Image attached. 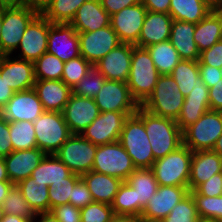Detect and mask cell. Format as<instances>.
Segmentation results:
<instances>
[{
  "mask_svg": "<svg viewBox=\"0 0 222 222\" xmlns=\"http://www.w3.org/2000/svg\"><path fill=\"white\" fill-rule=\"evenodd\" d=\"M217 10L222 14V2H221L220 5L217 7Z\"/></svg>",
  "mask_w": 222,
  "mask_h": 222,
  "instance_id": "obj_71",
  "label": "cell"
},
{
  "mask_svg": "<svg viewBox=\"0 0 222 222\" xmlns=\"http://www.w3.org/2000/svg\"><path fill=\"white\" fill-rule=\"evenodd\" d=\"M1 222H30L28 219H25L21 216L12 215V214H4Z\"/></svg>",
  "mask_w": 222,
  "mask_h": 222,
  "instance_id": "obj_63",
  "label": "cell"
},
{
  "mask_svg": "<svg viewBox=\"0 0 222 222\" xmlns=\"http://www.w3.org/2000/svg\"><path fill=\"white\" fill-rule=\"evenodd\" d=\"M40 12L32 7H4L0 33V56L12 55L30 22Z\"/></svg>",
  "mask_w": 222,
  "mask_h": 222,
  "instance_id": "obj_7",
  "label": "cell"
},
{
  "mask_svg": "<svg viewBox=\"0 0 222 222\" xmlns=\"http://www.w3.org/2000/svg\"><path fill=\"white\" fill-rule=\"evenodd\" d=\"M0 76L15 92L32 89L36 81L33 62L10 55L0 56Z\"/></svg>",
  "mask_w": 222,
  "mask_h": 222,
  "instance_id": "obj_19",
  "label": "cell"
},
{
  "mask_svg": "<svg viewBox=\"0 0 222 222\" xmlns=\"http://www.w3.org/2000/svg\"><path fill=\"white\" fill-rule=\"evenodd\" d=\"M119 142L136 168H151L155 162L143 120L135 113L123 125Z\"/></svg>",
  "mask_w": 222,
  "mask_h": 222,
  "instance_id": "obj_3",
  "label": "cell"
},
{
  "mask_svg": "<svg viewBox=\"0 0 222 222\" xmlns=\"http://www.w3.org/2000/svg\"><path fill=\"white\" fill-rule=\"evenodd\" d=\"M170 1L171 0H141V3L148 11L169 14Z\"/></svg>",
  "mask_w": 222,
  "mask_h": 222,
  "instance_id": "obj_57",
  "label": "cell"
},
{
  "mask_svg": "<svg viewBox=\"0 0 222 222\" xmlns=\"http://www.w3.org/2000/svg\"><path fill=\"white\" fill-rule=\"evenodd\" d=\"M222 135V112L208 110L196 122L182 131L183 145L192 152L212 150Z\"/></svg>",
  "mask_w": 222,
  "mask_h": 222,
  "instance_id": "obj_8",
  "label": "cell"
},
{
  "mask_svg": "<svg viewBox=\"0 0 222 222\" xmlns=\"http://www.w3.org/2000/svg\"><path fill=\"white\" fill-rule=\"evenodd\" d=\"M191 195L201 221H222V196L208 197L200 194Z\"/></svg>",
  "mask_w": 222,
  "mask_h": 222,
  "instance_id": "obj_41",
  "label": "cell"
},
{
  "mask_svg": "<svg viewBox=\"0 0 222 222\" xmlns=\"http://www.w3.org/2000/svg\"><path fill=\"white\" fill-rule=\"evenodd\" d=\"M100 111L92 98L70 95L63 109V117L72 134L81 135L97 118Z\"/></svg>",
  "mask_w": 222,
  "mask_h": 222,
  "instance_id": "obj_16",
  "label": "cell"
},
{
  "mask_svg": "<svg viewBox=\"0 0 222 222\" xmlns=\"http://www.w3.org/2000/svg\"><path fill=\"white\" fill-rule=\"evenodd\" d=\"M49 1L50 0H26V6L35 8L41 12Z\"/></svg>",
  "mask_w": 222,
  "mask_h": 222,
  "instance_id": "obj_61",
  "label": "cell"
},
{
  "mask_svg": "<svg viewBox=\"0 0 222 222\" xmlns=\"http://www.w3.org/2000/svg\"><path fill=\"white\" fill-rule=\"evenodd\" d=\"M172 21L170 14L147 10L138 42L135 45L146 48L169 40Z\"/></svg>",
  "mask_w": 222,
  "mask_h": 222,
  "instance_id": "obj_24",
  "label": "cell"
},
{
  "mask_svg": "<svg viewBox=\"0 0 222 222\" xmlns=\"http://www.w3.org/2000/svg\"><path fill=\"white\" fill-rule=\"evenodd\" d=\"M3 217H4V210L2 209V206L0 204V222L3 219Z\"/></svg>",
  "mask_w": 222,
  "mask_h": 222,
  "instance_id": "obj_70",
  "label": "cell"
},
{
  "mask_svg": "<svg viewBox=\"0 0 222 222\" xmlns=\"http://www.w3.org/2000/svg\"><path fill=\"white\" fill-rule=\"evenodd\" d=\"M46 154L35 147L27 150L12 151L4 157L7 175L13 184L31 176L33 170L40 164Z\"/></svg>",
  "mask_w": 222,
  "mask_h": 222,
  "instance_id": "obj_22",
  "label": "cell"
},
{
  "mask_svg": "<svg viewBox=\"0 0 222 222\" xmlns=\"http://www.w3.org/2000/svg\"><path fill=\"white\" fill-rule=\"evenodd\" d=\"M205 1L208 2L214 8H217L222 2V0H205Z\"/></svg>",
  "mask_w": 222,
  "mask_h": 222,
  "instance_id": "obj_67",
  "label": "cell"
},
{
  "mask_svg": "<svg viewBox=\"0 0 222 222\" xmlns=\"http://www.w3.org/2000/svg\"><path fill=\"white\" fill-rule=\"evenodd\" d=\"M199 65H209L222 68V40L216 42L212 47L200 52Z\"/></svg>",
  "mask_w": 222,
  "mask_h": 222,
  "instance_id": "obj_50",
  "label": "cell"
},
{
  "mask_svg": "<svg viewBox=\"0 0 222 222\" xmlns=\"http://www.w3.org/2000/svg\"><path fill=\"white\" fill-rule=\"evenodd\" d=\"M2 23H3V9L0 11V33L2 29Z\"/></svg>",
  "mask_w": 222,
  "mask_h": 222,
  "instance_id": "obj_69",
  "label": "cell"
},
{
  "mask_svg": "<svg viewBox=\"0 0 222 222\" xmlns=\"http://www.w3.org/2000/svg\"><path fill=\"white\" fill-rule=\"evenodd\" d=\"M36 80H61L65 63L57 56L45 52L34 63Z\"/></svg>",
  "mask_w": 222,
  "mask_h": 222,
  "instance_id": "obj_38",
  "label": "cell"
},
{
  "mask_svg": "<svg viewBox=\"0 0 222 222\" xmlns=\"http://www.w3.org/2000/svg\"><path fill=\"white\" fill-rule=\"evenodd\" d=\"M10 181L7 175V169L4 158L0 157V182Z\"/></svg>",
  "mask_w": 222,
  "mask_h": 222,
  "instance_id": "obj_64",
  "label": "cell"
},
{
  "mask_svg": "<svg viewBox=\"0 0 222 222\" xmlns=\"http://www.w3.org/2000/svg\"><path fill=\"white\" fill-rule=\"evenodd\" d=\"M100 112H122L128 117L134 115L139 107L132 98L127 82L105 80L94 98Z\"/></svg>",
  "mask_w": 222,
  "mask_h": 222,
  "instance_id": "obj_11",
  "label": "cell"
},
{
  "mask_svg": "<svg viewBox=\"0 0 222 222\" xmlns=\"http://www.w3.org/2000/svg\"><path fill=\"white\" fill-rule=\"evenodd\" d=\"M37 148L54 155L72 135L61 112L44 111L34 122Z\"/></svg>",
  "mask_w": 222,
  "mask_h": 222,
  "instance_id": "obj_6",
  "label": "cell"
},
{
  "mask_svg": "<svg viewBox=\"0 0 222 222\" xmlns=\"http://www.w3.org/2000/svg\"><path fill=\"white\" fill-rule=\"evenodd\" d=\"M189 194L188 187L160 186L143 209L140 217L163 220L184 197Z\"/></svg>",
  "mask_w": 222,
  "mask_h": 222,
  "instance_id": "obj_21",
  "label": "cell"
},
{
  "mask_svg": "<svg viewBox=\"0 0 222 222\" xmlns=\"http://www.w3.org/2000/svg\"><path fill=\"white\" fill-rule=\"evenodd\" d=\"M23 197L36 213L50 212L49 188L47 185L28 177L16 184Z\"/></svg>",
  "mask_w": 222,
  "mask_h": 222,
  "instance_id": "obj_33",
  "label": "cell"
},
{
  "mask_svg": "<svg viewBox=\"0 0 222 222\" xmlns=\"http://www.w3.org/2000/svg\"><path fill=\"white\" fill-rule=\"evenodd\" d=\"M212 151H214V152L218 153L220 156H222V135L216 141Z\"/></svg>",
  "mask_w": 222,
  "mask_h": 222,
  "instance_id": "obj_66",
  "label": "cell"
},
{
  "mask_svg": "<svg viewBox=\"0 0 222 222\" xmlns=\"http://www.w3.org/2000/svg\"><path fill=\"white\" fill-rule=\"evenodd\" d=\"M210 110L222 112V80L209 88Z\"/></svg>",
  "mask_w": 222,
  "mask_h": 222,
  "instance_id": "obj_56",
  "label": "cell"
},
{
  "mask_svg": "<svg viewBox=\"0 0 222 222\" xmlns=\"http://www.w3.org/2000/svg\"><path fill=\"white\" fill-rule=\"evenodd\" d=\"M4 7H23L26 6V0H0Z\"/></svg>",
  "mask_w": 222,
  "mask_h": 222,
  "instance_id": "obj_62",
  "label": "cell"
},
{
  "mask_svg": "<svg viewBox=\"0 0 222 222\" xmlns=\"http://www.w3.org/2000/svg\"><path fill=\"white\" fill-rule=\"evenodd\" d=\"M160 73L147 48L133 45L127 85L132 98L141 106L152 94Z\"/></svg>",
  "mask_w": 222,
  "mask_h": 222,
  "instance_id": "obj_2",
  "label": "cell"
},
{
  "mask_svg": "<svg viewBox=\"0 0 222 222\" xmlns=\"http://www.w3.org/2000/svg\"><path fill=\"white\" fill-rule=\"evenodd\" d=\"M9 121L0 114V157L8 156L12 151V140L10 139Z\"/></svg>",
  "mask_w": 222,
  "mask_h": 222,
  "instance_id": "obj_52",
  "label": "cell"
},
{
  "mask_svg": "<svg viewBox=\"0 0 222 222\" xmlns=\"http://www.w3.org/2000/svg\"><path fill=\"white\" fill-rule=\"evenodd\" d=\"M80 179V175L72 173L69 177L65 178V181L50 185L48 192L50 211L54 207L69 203V199L72 197V188Z\"/></svg>",
  "mask_w": 222,
  "mask_h": 222,
  "instance_id": "obj_43",
  "label": "cell"
},
{
  "mask_svg": "<svg viewBox=\"0 0 222 222\" xmlns=\"http://www.w3.org/2000/svg\"><path fill=\"white\" fill-rule=\"evenodd\" d=\"M136 167L119 141L97 146L92 171L126 181Z\"/></svg>",
  "mask_w": 222,
  "mask_h": 222,
  "instance_id": "obj_9",
  "label": "cell"
},
{
  "mask_svg": "<svg viewBox=\"0 0 222 222\" xmlns=\"http://www.w3.org/2000/svg\"><path fill=\"white\" fill-rule=\"evenodd\" d=\"M133 44L121 43L112 49L94 67H96L106 78L127 82L130 74Z\"/></svg>",
  "mask_w": 222,
  "mask_h": 222,
  "instance_id": "obj_20",
  "label": "cell"
},
{
  "mask_svg": "<svg viewBox=\"0 0 222 222\" xmlns=\"http://www.w3.org/2000/svg\"><path fill=\"white\" fill-rule=\"evenodd\" d=\"M199 75L202 82L206 84L208 88L213 87L216 83L222 80V71L219 68L209 65H199Z\"/></svg>",
  "mask_w": 222,
  "mask_h": 222,
  "instance_id": "obj_53",
  "label": "cell"
},
{
  "mask_svg": "<svg viewBox=\"0 0 222 222\" xmlns=\"http://www.w3.org/2000/svg\"><path fill=\"white\" fill-rule=\"evenodd\" d=\"M14 184L11 181H1L0 182V204L3 203L5 197L8 195L11 187Z\"/></svg>",
  "mask_w": 222,
  "mask_h": 222,
  "instance_id": "obj_60",
  "label": "cell"
},
{
  "mask_svg": "<svg viewBox=\"0 0 222 222\" xmlns=\"http://www.w3.org/2000/svg\"><path fill=\"white\" fill-rule=\"evenodd\" d=\"M218 173H222V156L212 150L194 151L188 190L193 191L198 185Z\"/></svg>",
  "mask_w": 222,
  "mask_h": 222,
  "instance_id": "obj_23",
  "label": "cell"
},
{
  "mask_svg": "<svg viewBox=\"0 0 222 222\" xmlns=\"http://www.w3.org/2000/svg\"><path fill=\"white\" fill-rule=\"evenodd\" d=\"M189 193L208 197L222 196V173L213 175Z\"/></svg>",
  "mask_w": 222,
  "mask_h": 222,
  "instance_id": "obj_48",
  "label": "cell"
},
{
  "mask_svg": "<svg viewBox=\"0 0 222 222\" xmlns=\"http://www.w3.org/2000/svg\"><path fill=\"white\" fill-rule=\"evenodd\" d=\"M180 92L186 97L193 88L202 82L199 75V63L192 60H181L171 72Z\"/></svg>",
  "mask_w": 222,
  "mask_h": 222,
  "instance_id": "obj_35",
  "label": "cell"
},
{
  "mask_svg": "<svg viewBox=\"0 0 222 222\" xmlns=\"http://www.w3.org/2000/svg\"><path fill=\"white\" fill-rule=\"evenodd\" d=\"M97 145L82 135L72 134L55 153L72 173L82 176L92 171Z\"/></svg>",
  "mask_w": 222,
  "mask_h": 222,
  "instance_id": "obj_10",
  "label": "cell"
},
{
  "mask_svg": "<svg viewBox=\"0 0 222 222\" xmlns=\"http://www.w3.org/2000/svg\"><path fill=\"white\" fill-rule=\"evenodd\" d=\"M164 222H201L197 214L196 205L189 193L163 219Z\"/></svg>",
  "mask_w": 222,
  "mask_h": 222,
  "instance_id": "obj_44",
  "label": "cell"
},
{
  "mask_svg": "<svg viewBox=\"0 0 222 222\" xmlns=\"http://www.w3.org/2000/svg\"><path fill=\"white\" fill-rule=\"evenodd\" d=\"M47 52L57 56L64 63L80 56L79 36L71 24L53 23L51 25Z\"/></svg>",
  "mask_w": 222,
  "mask_h": 222,
  "instance_id": "obj_17",
  "label": "cell"
},
{
  "mask_svg": "<svg viewBox=\"0 0 222 222\" xmlns=\"http://www.w3.org/2000/svg\"><path fill=\"white\" fill-rule=\"evenodd\" d=\"M210 110V104H195L184 102L178 118L175 120L181 131L196 123L201 116Z\"/></svg>",
  "mask_w": 222,
  "mask_h": 222,
  "instance_id": "obj_47",
  "label": "cell"
},
{
  "mask_svg": "<svg viewBox=\"0 0 222 222\" xmlns=\"http://www.w3.org/2000/svg\"><path fill=\"white\" fill-rule=\"evenodd\" d=\"M38 218H40V220L37 222H58V220L56 219V217L53 215L51 211L37 213L31 222L36 221Z\"/></svg>",
  "mask_w": 222,
  "mask_h": 222,
  "instance_id": "obj_59",
  "label": "cell"
},
{
  "mask_svg": "<svg viewBox=\"0 0 222 222\" xmlns=\"http://www.w3.org/2000/svg\"><path fill=\"white\" fill-rule=\"evenodd\" d=\"M1 206L4 210V214L21 216L28 219L30 222L37 214L25 200L21 190L16 184L11 187Z\"/></svg>",
  "mask_w": 222,
  "mask_h": 222,
  "instance_id": "obj_39",
  "label": "cell"
},
{
  "mask_svg": "<svg viewBox=\"0 0 222 222\" xmlns=\"http://www.w3.org/2000/svg\"><path fill=\"white\" fill-rule=\"evenodd\" d=\"M51 212L58 222H81L80 209L70 203L54 207Z\"/></svg>",
  "mask_w": 222,
  "mask_h": 222,
  "instance_id": "obj_51",
  "label": "cell"
},
{
  "mask_svg": "<svg viewBox=\"0 0 222 222\" xmlns=\"http://www.w3.org/2000/svg\"><path fill=\"white\" fill-rule=\"evenodd\" d=\"M86 1L50 0L40 13L51 23L70 24L79 7Z\"/></svg>",
  "mask_w": 222,
  "mask_h": 222,
  "instance_id": "obj_36",
  "label": "cell"
},
{
  "mask_svg": "<svg viewBox=\"0 0 222 222\" xmlns=\"http://www.w3.org/2000/svg\"><path fill=\"white\" fill-rule=\"evenodd\" d=\"M33 89L44 111L63 112L72 89L62 80H36Z\"/></svg>",
  "mask_w": 222,
  "mask_h": 222,
  "instance_id": "obj_25",
  "label": "cell"
},
{
  "mask_svg": "<svg viewBox=\"0 0 222 222\" xmlns=\"http://www.w3.org/2000/svg\"><path fill=\"white\" fill-rule=\"evenodd\" d=\"M101 6L111 16L123 8L139 4L141 0H100Z\"/></svg>",
  "mask_w": 222,
  "mask_h": 222,
  "instance_id": "obj_55",
  "label": "cell"
},
{
  "mask_svg": "<svg viewBox=\"0 0 222 222\" xmlns=\"http://www.w3.org/2000/svg\"><path fill=\"white\" fill-rule=\"evenodd\" d=\"M92 67L93 65L80 55L65 62L61 80L72 89Z\"/></svg>",
  "mask_w": 222,
  "mask_h": 222,
  "instance_id": "obj_45",
  "label": "cell"
},
{
  "mask_svg": "<svg viewBox=\"0 0 222 222\" xmlns=\"http://www.w3.org/2000/svg\"><path fill=\"white\" fill-rule=\"evenodd\" d=\"M43 112L42 103L36 91L32 88L26 91L15 92L0 111V114L9 122H34Z\"/></svg>",
  "mask_w": 222,
  "mask_h": 222,
  "instance_id": "obj_18",
  "label": "cell"
},
{
  "mask_svg": "<svg viewBox=\"0 0 222 222\" xmlns=\"http://www.w3.org/2000/svg\"><path fill=\"white\" fill-rule=\"evenodd\" d=\"M4 8V6L0 2V11Z\"/></svg>",
  "mask_w": 222,
  "mask_h": 222,
  "instance_id": "obj_73",
  "label": "cell"
},
{
  "mask_svg": "<svg viewBox=\"0 0 222 222\" xmlns=\"http://www.w3.org/2000/svg\"><path fill=\"white\" fill-rule=\"evenodd\" d=\"M201 222H222V221L205 220V221H201Z\"/></svg>",
  "mask_w": 222,
  "mask_h": 222,
  "instance_id": "obj_72",
  "label": "cell"
},
{
  "mask_svg": "<svg viewBox=\"0 0 222 222\" xmlns=\"http://www.w3.org/2000/svg\"><path fill=\"white\" fill-rule=\"evenodd\" d=\"M139 222H164L163 220H154V219H147L139 217Z\"/></svg>",
  "mask_w": 222,
  "mask_h": 222,
  "instance_id": "obj_68",
  "label": "cell"
},
{
  "mask_svg": "<svg viewBox=\"0 0 222 222\" xmlns=\"http://www.w3.org/2000/svg\"><path fill=\"white\" fill-rule=\"evenodd\" d=\"M127 118L122 112H100L81 135L97 146L117 142Z\"/></svg>",
  "mask_w": 222,
  "mask_h": 222,
  "instance_id": "obj_14",
  "label": "cell"
},
{
  "mask_svg": "<svg viewBox=\"0 0 222 222\" xmlns=\"http://www.w3.org/2000/svg\"><path fill=\"white\" fill-rule=\"evenodd\" d=\"M111 222H139V217L135 216H115Z\"/></svg>",
  "mask_w": 222,
  "mask_h": 222,
  "instance_id": "obj_65",
  "label": "cell"
},
{
  "mask_svg": "<svg viewBox=\"0 0 222 222\" xmlns=\"http://www.w3.org/2000/svg\"><path fill=\"white\" fill-rule=\"evenodd\" d=\"M53 23L39 13L27 26L17 49L19 59L35 62L48 48L49 28Z\"/></svg>",
  "mask_w": 222,
  "mask_h": 222,
  "instance_id": "obj_13",
  "label": "cell"
},
{
  "mask_svg": "<svg viewBox=\"0 0 222 222\" xmlns=\"http://www.w3.org/2000/svg\"><path fill=\"white\" fill-rule=\"evenodd\" d=\"M14 93L15 91L8 86L4 78H1L0 76V111L4 108Z\"/></svg>",
  "mask_w": 222,
  "mask_h": 222,
  "instance_id": "obj_58",
  "label": "cell"
},
{
  "mask_svg": "<svg viewBox=\"0 0 222 222\" xmlns=\"http://www.w3.org/2000/svg\"><path fill=\"white\" fill-rule=\"evenodd\" d=\"M71 174L70 169L55 154H46L40 164L33 170L30 177L34 181H39L50 187V185L65 181V178Z\"/></svg>",
  "mask_w": 222,
  "mask_h": 222,
  "instance_id": "obj_32",
  "label": "cell"
},
{
  "mask_svg": "<svg viewBox=\"0 0 222 222\" xmlns=\"http://www.w3.org/2000/svg\"><path fill=\"white\" fill-rule=\"evenodd\" d=\"M106 78L96 68L92 67L78 84L72 88V93L77 96L94 99L99 90L102 88Z\"/></svg>",
  "mask_w": 222,
  "mask_h": 222,
  "instance_id": "obj_42",
  "label": "cell"
},
{
  "mask_svg": "<svg viewBox=\"0 0 222 222\" xmlns=\"http://www.w3.org/2000/svg\"><path fill=\"white\" fill-rule=\"evenodd\" d=\"M80 211L81 222H111L116 216L111 205L102 202H92Z\"/></svg>",
  "mask_w": 222,
  "mask_h": 222,
  "instance_id": "obj_46",
  "label": "cell"
},
{
  "mask_svg": "<svg viewBox=\"0 0 222 222\" xmlns=\"http://www.w3.org/2000/svg\"><path fill=\"white\" fill-rule=\"evenodd\" d=\"M77 33L92 32L110 25V15L100 0H87L77 10L70 23Z\"/></svg>",
  "mask_w": 222,
  "mask_h": 222,
  "instance_id": "obj_26",
  "label": "cell"
},
{
  "mask_svg": "<svg viewBox=\"0 0 222 222\" xmlns=\"http://www.w3.org/2000/svg\"><path fill=\"white\" fill-rule=\"evenodd\" d=\"M147 9L142 3L123 8L110 16V25L122 43L138 42Z\"/></svg>",
  "mask_w": 222,
  "mask_h": 222,
  "instance_id": "obj_15",
  "label": "cell"
},
{
  "mask_svg": "<svg viewBox=\"0 0 222 222\" xmlns=\"http://www.w3.org/2000/svg\"><path fill=\"white\" fill-rule=\"evenodd\" d=\"M136 114L143 120L155 160L183 145L182 131L175 120L154 115L141 106L137 108Z\"/></svg>",
  "mask_w": 222,
  "mask_h": 222,
  "instance_id": "obj_1",
  "label": "cell"
},
{
  "mask_svg": "<svg viewBox=\"0 0 222 222\" xmlns=\"http://www.w3.org/2000/svg\"><path fill=\"white\" fill-rule=\"evenodd\" d=\"M184 101L185 96L171 75H160L152 94L141 107L154 115L176 120Z\"/></svg>",
  "mask_w": 222,
  "mask_h": 222,
  "instance_id": "obj_5",
  "label": "cell"
},
{
  "mask_svg": "<svg viewBox=\"0 0 222 222\" xmlns=\"http://www.w3.org/2000/svg\"><path fill=\"white\" fill-rule=\"evenodd\" d=\"M213 9L205 0H171L169 14L173 20L197 24Z\"/></svg>",
  "mask_w": 222,
  "mask_h": 222,
  "instance_id": "obj_31",
  "label": "cell"
},
{
  "mask_svg": "<svg viewBox=\"0 0 222 222\" xmlns=\"http://www.w3.org/2000/svg\"><path fill=\"white\" fill-rule=\"evenodd\" d=\"M193 39L199 52L212 47L222 40V14L214 8L206 17L195 24Z\"/></svg>",
  "mask_w": 222,
  "mask_h": 222,
  "instance_id": "obj_29",
  "label": "cell"
},
{
  "mask_svg": "<svg viewBox=\"0 0 222 222\" xmlns=\"http://www.w3.org/2000/svg\"><path fill=\"white\" fill-rule=\"evenodd\" d=\"M160 75H170L182 60L172 43L167 40L146 47Z\"/></svg>",
  "mask_w": 222,
  "mask_h": 222,
  "instance_id": "obj_34",
  "label": "cell"
},
{
  "mask_svg": "<svg viewBox=\"0 0 222 222\" xmlns=\"http://www.w3.org/2000/svg\"><path fill=\"white\" fill-rule=\"evenodd\" d=\"M184 102L209 104V88L204 82L197 84V86L185 97Z\"/></svg>",
  "mask_w": 222,
  "mask_h": 222,
  "instance_id": "obj_54",
  "label": "cell"
},
{
  "mask_svg": "<svg viewBox=\"0 0 222 222\" xmlns=\"http://www.w3.org/2000/svg\"><path fill=\"white\" fill-rule=\"evenodd\" d=\"M193 152L185 145L155 160L151 170L160 186L188 187Z\"/></svg>",
  "mask_w": 222,
  "mask_h": 222,
  "instance_id": "obj_4",
  "label": "cell"
},
{
  "mask_svg": "<svg viewBox=\"0 0 222 222\" xmlns=\"http://www.w3.org/2000/svg\"><path fill=\"white\" fill-rule=\"evenodd\" d=\"M78 36L80 55L93 66L122 43L111 25Z\"/></svg>",
  "mask_w": 222,
  "mask_h": 222,
  "instance_id": "obj_12",
  "label": "cell"
},
{
  "mask_svg": "<svg viewBox=\"0 0 222 222\" xmlns=\"http://www.w3.org/2000/svg\"><path fill=\"white\" fill-rule=\"evenodd\" d=\"M126 182L135 189L137 217H140L147 202L157 192L159 184L151 168H136Z\"/></svg>",
  "mask_w": 222,
  "mask_h": 222,
  "instance_id": "obj_30",
  "label": "cell"
},
{
  "mask_svg": "<svg viewBox=\"0 0 222 222\" xmlns=\"http://www.w3.org/2000/svg\"><path fill=\"white\" fill-rule=\"evenodd\" d=\"M195 33V24L173 20L169 41L177 50L182 60L199 61L200 52L193 39Z\"/></svg>",
  "mask_w": 222,
  "mask_h": 222,
  "instance_id": "obj_27",
  "label": "cell"
},
{
  "mask_svg": "<svg viewBox=\"0 0 222 222\" xmlns=\"http://www.w3.org/2000/svg\"><path fill=\"white\" fill-rule=\"evenodd\" d=\"M92 202L94 200L88 186L81 178L72 188V197H70L69 203L76 208L82 209Z\"/></svg>",
  "mask_w": 222,
  "mask_h": 222,
  "instance_id": "obj_49",
  "label": "cell"
},
{
  "mask_svg": "<svg viewBox=\"0 0 222 222\" xmlns=\"http://www.w3.org/2000/svg\"><path fill=\"white\" fill-rule=\"evenodd\" d=\"M81 178L87 184L94 202H102L110 205L113 203L115 195L123 182L117 177L95 171L85 173Z\"/></svg>",
  "mask_w": 222,
  "mask_h": 222,
  "instance_id": "obj_28",
  "label": "cell"
},
{
  "mask_svg": "<svg viewBox=\"0 0 222 222\" xmlns=\"http://www.w3.org/2000/svg\"><path fill=\"white\" fill-rule=\"evenodd\" d=\"M111 207L116 216H135L137 217V201L135 189L126 181L120 185Z\"/></svg>",
  "mask_w": 222,
  "mask_h": 222,
  "instance_id": "obj_40",
  "label": "cell"
},
{
  "mask_svg": "<svg viewBox=\"0 0 222 222\" xmlns=\"http://www.w3.org/2000/svg\"><path fill=\"white\" fill-rule=\"evenodd\" d=\"M9 131L13 151L27 150L37 147L33 122L10 121Z\"/></svg>",
  "mask_w": 222,
  "mask_h": 222,
  "instance_id": "obj_37",
  "label": "cell"
}]
</instances>
